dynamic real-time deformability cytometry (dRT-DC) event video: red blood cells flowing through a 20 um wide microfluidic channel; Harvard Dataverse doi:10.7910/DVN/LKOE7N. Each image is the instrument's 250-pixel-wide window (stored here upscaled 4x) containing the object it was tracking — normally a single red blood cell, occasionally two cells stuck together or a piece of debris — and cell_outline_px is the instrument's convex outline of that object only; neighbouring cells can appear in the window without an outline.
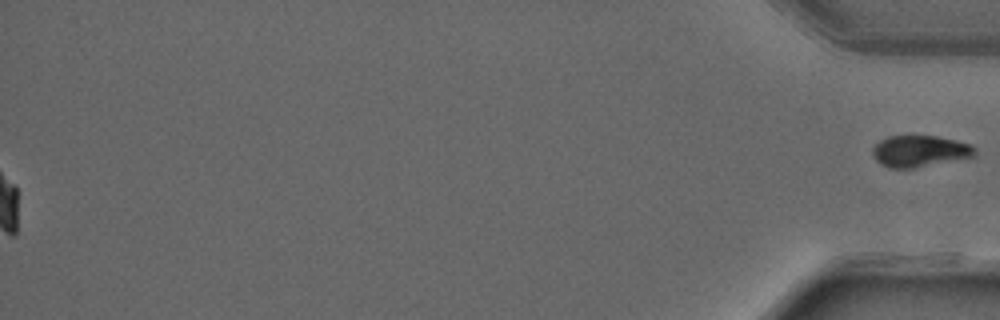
{"species": "common noctule bat (a hibernating species)", "species_latin": "Nyctalus noctula", "temperature_condition": "warm", "stored_images_in_passage": 51, "segment_of_instrument_passage": [2, 2], "camera_frame_rate_fps": 3000, "um_per_image_px": 0.085, "animal": {"sex": "male", "forearm_length_mm": 52.5}, "frame": {"image": 1, "passage_image": 51, "time_ms": 16.667, "image_size_px": [1000, 320], "cell_outline_px": [[976, 156], [916, 168], [888, 168], [880, 164], [876, 160], [872, 152], [872, 148], [880, 140], [888, 136], [936, 136], [956, 140], [972, 144], [976, 148]], "centroid_in_image_um": [78.2, 12.85], "position_along_channel_um": 357.0, "area_um2": 18.96}}